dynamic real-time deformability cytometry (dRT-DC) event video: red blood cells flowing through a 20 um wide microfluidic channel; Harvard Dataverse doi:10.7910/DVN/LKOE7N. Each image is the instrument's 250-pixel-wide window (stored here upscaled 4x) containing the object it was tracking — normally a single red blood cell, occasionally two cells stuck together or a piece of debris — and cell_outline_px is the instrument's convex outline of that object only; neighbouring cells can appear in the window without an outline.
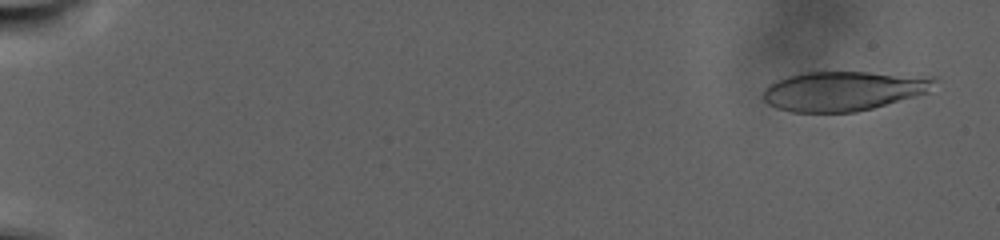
{"species": "human", "species_latin": "Homo sapiens", "temperature_condition": "warm", "stored_images_in_passage": 97, "camera_frame_rate_fps": 3000, "um_per_image_px": 0.085, "donor": {"sex": "male"}, "frame": {"image": 1, "passage_image": 5, "time_ms": 1.333, "image_size_px": [1000, 240], "cell_outline_px": [[936, 80], [928, 92], [872, 108], [856, 112], [792, 112], [776, 108], [768, 104], [764, 100], [764, 88], [768, 84], [776, 80], [788, 76], [804, 72], [868, 72], [932, 76]], "centroid_in_image_um": [71.66, 7.72], "position_along_channel_um": 13.3, "area_um2": 39.42}}
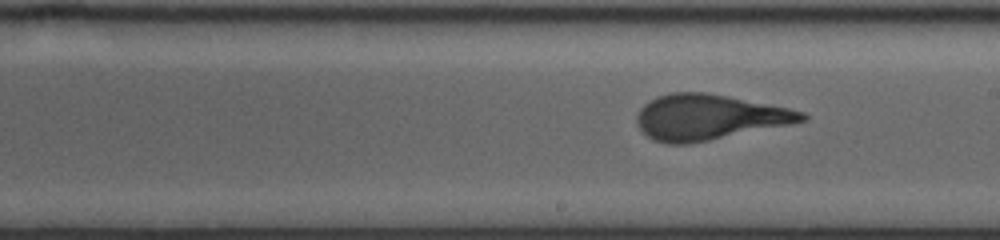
{"frame": {"image": 2, "passage_image": 59, "time_ms": 19.333, "image_size_px": [1000, 240], "cell_outline_px": [[808, 120], [688, 144], [668, 144], [652, 140], [640, 128], [636, 120], [636, 116], [640, 108], [644, 104], [656, 96], [672, 92], [708, 92], [788, 108], [804, 112], [808, 116]], "centroid_in_image_um": [60.21, 9.95], "position_along_channel_um": 228.8, "area_um2": 43.29}}
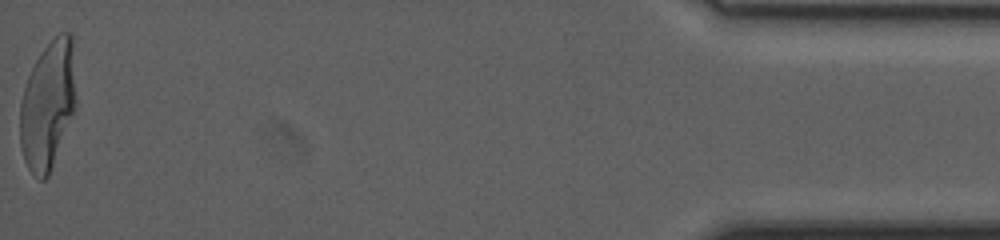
{"frame": {"image": 3, "passage_image": 97, "time_ms": 32.0, "image_size_px": [1000, 240], "cell_outline_px": [[76, 108], [48, 176], [44, 180], [40, 180], [28, 168], [24, 160], [20, 144], [20, 104], [24, 88], [28, 76], [40, 52], [60, 32], [72, 32], [76, 100]], "centroid_in_image_um": [4.07, 8.91], "position_along_channel_um": 431.1, "area_um2": 41.85}}